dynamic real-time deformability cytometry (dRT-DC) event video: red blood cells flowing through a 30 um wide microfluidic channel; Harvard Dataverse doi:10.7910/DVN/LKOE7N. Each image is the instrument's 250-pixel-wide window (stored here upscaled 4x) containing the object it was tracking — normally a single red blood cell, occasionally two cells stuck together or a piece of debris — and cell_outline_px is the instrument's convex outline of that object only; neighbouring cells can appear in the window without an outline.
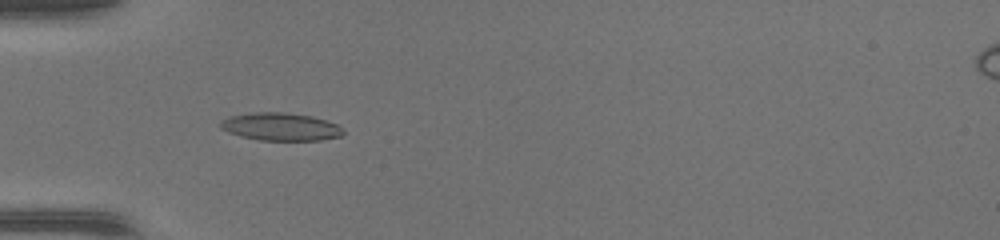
{"species": "common noctule bat (a hibernating species)", "species_latin": "Nyctalus noctula", "temperature_condition": "warm", "stored_images_in_passage": 49, "camera_frame_rate_fps": 3000, "um_per_image_px": 0.085, "animal": {"sex": "female", "body_mass_g": 17.0, "forearm_length_mm": 48.0}, "frame": {"image": 1, "passage_image": 17, "time_ms": 5.333, "image_size_px": [1000, 240], "cell_outline_px": [[344, 132], [340, 136], [320, 140], [260, 140], [240, 136], [228, 132], [220, 128], [220, 120], [228, 116], [248, 112], [284, 112], [312, 116], [336, 124], [344, 128]], "centroid_in_image_um": [23.81, 10.76], "position_along_channel_um": 61.2, "area_um2": 20.0}}
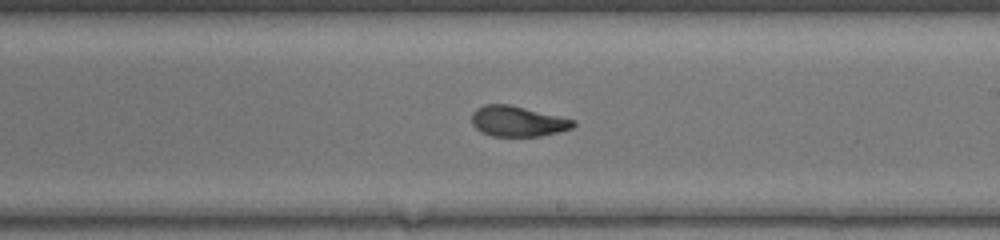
{"frame": {"image": 2, "passage_image": 30, "time_ms": 9.667, "image_size_px": [1000, 240], "cell_outline_px": [[576, 124], [572, 128], [560, 132], [540, 136], [492, 136], [480, 132], [472, 124], [472, 112], [476, 108], [484, 104], [508, 104], [576, 120]], "centroid_in_image_um": [43.99, 10.31], "position_along_channel_um": 245.0, "area_um2": 18.09}}
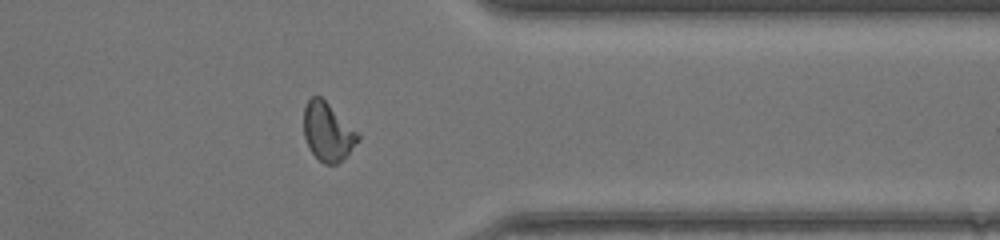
{"frame": {"image": 3, "passage_image": 40, "time_ms": 13.0, "image_size_px": [1000, 240], "cell_outline_px": [[360, 140], [336, 164], [324, 164], [308, 148], [304, 136], [304, 108], [308, 100], [312, 96], [320, 96], [360, 136]], "centroid_in_image_um": [27.81, 11.21], "position_along_channel_um": 383.6, "area_um2": 17.8}, "authors_computed_cell_mechanics": {"area_um2": 18.7272, "velocity_mm_per_s": 4.3712, "shape_relaxation_time_tau1_ms": null, "shape_relaxation_time_tau2_ms": 1.1117, "deformation_change_tau1": null, "deformation_change_tau2": 0.0653}}